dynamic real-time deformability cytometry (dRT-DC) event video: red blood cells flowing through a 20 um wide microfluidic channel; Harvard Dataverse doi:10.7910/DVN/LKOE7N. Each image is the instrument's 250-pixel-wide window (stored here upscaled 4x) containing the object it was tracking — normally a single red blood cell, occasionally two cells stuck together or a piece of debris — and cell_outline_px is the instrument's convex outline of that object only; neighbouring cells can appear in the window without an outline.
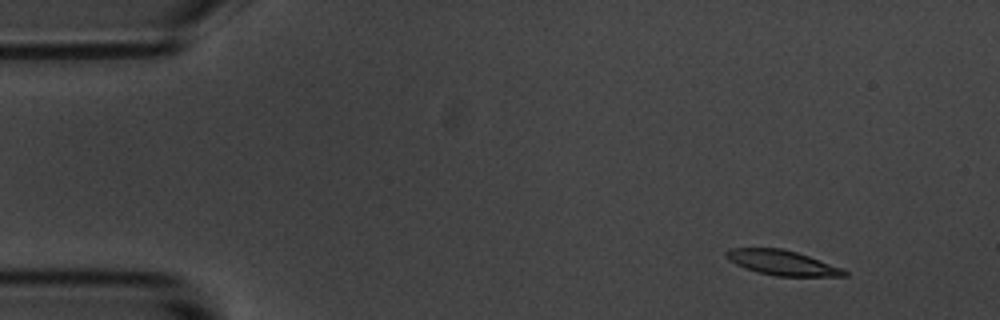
{"species": "common noctule bat (a hibernating species)", "species_latin": "Nyctalus noctula", "temperature_condition": "room temperature", "stored_images_in_passage": 5, "camera_frame_rate_fps": 3000, "um_per_image_px": 0.085, "animal": {"sex": "male", "body_mass_g": 20.1, "forearm_length_mm": 53.5}, "frame": {"image": 1, "passage_image": 1, "time_ms": 0.0, "image_size_px": [1000, 320], "cell_outline_px": [[848, 276], [776, 276], [756, 272], [744, 268], [728, 260], [724, 256], [724, 252], [728, 248], [780, 248], [796, 252], [808, 256], [840, 268], [848, 272]], "centroid_in_image_um": [66.4, 22.33], "position_along_channel_um": 18.6, "area_um2": 17.05}}